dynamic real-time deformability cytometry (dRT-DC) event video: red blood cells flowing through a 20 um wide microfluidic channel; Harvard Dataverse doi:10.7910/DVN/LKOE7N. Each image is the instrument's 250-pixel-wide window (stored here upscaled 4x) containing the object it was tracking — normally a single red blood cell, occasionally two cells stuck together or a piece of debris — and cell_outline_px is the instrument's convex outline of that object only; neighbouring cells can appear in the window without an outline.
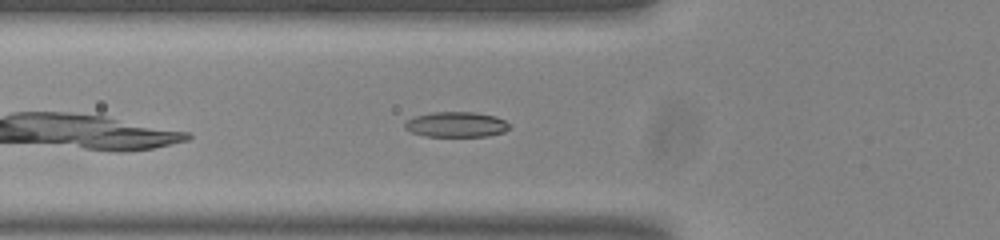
{"species": "common noctule bat (a hibernating species)", "species_latin": "Nyctalus noctula", "temperature_condition": "room temperature", "stored_images_in_passage": 38, "camera_frame_rate_fps": 3000, "um_per_image_px": 0.085, "animal": {"sex": "male", "body_mass_g": 20.0, "forearm_length_mm": 53.3}, "frame": {"image": 1, "passage_image": 4, "time_ms": 1.0, "image_size_px": [1000, 240], "cell_outline_px": [[504, 128], [500, 132], [480, 136], [432, 136], [420, 132], [412, 120], [424, 116], [488, 116], [500, 120], [504, 124]], "centroid_in_image_um": [38.97, 10.68], "position_along_channel_um": 86.8, "area_um2": 11.56}}
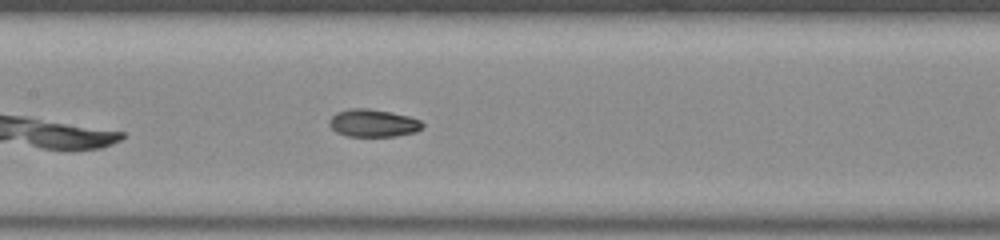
{"frame": {"image": 2, "passage_image": 11, "time_ms": 3.333, "image_size_px": [1000, 240], "cell_outline_px": [[420, 128], [408, 132], [384, 136], [356, 136], [344, 132], [336, 128], [332, 124], [332, 120], [336, 116], [344, 112], [384, 112], [404, 116], [416, 120], [420, 124]], "centroid_in_image_um": [31.8, 10.52], "position_along_channel_um": 175.6, "area_um2": 12.2}}
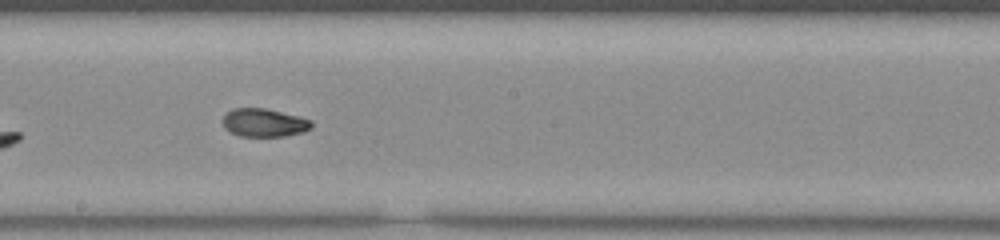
{"frame": {"image": 3, "passage_image": 15, "time_ms": 4.667, "image_size_px": [1000, 240], "cell_outline_px": [[308, 128], [296, 132], [276, 136], [248, 136], [236, 132], [228, 128], [224, 124], [224, 120], [232, 112], [240, 108], [256, 108], [276, 112], [308, 120]], "centroid_in_image_um": [22.41, 10.43], "position_along_channel_um": 225.8, "area_um2": 12.66}}